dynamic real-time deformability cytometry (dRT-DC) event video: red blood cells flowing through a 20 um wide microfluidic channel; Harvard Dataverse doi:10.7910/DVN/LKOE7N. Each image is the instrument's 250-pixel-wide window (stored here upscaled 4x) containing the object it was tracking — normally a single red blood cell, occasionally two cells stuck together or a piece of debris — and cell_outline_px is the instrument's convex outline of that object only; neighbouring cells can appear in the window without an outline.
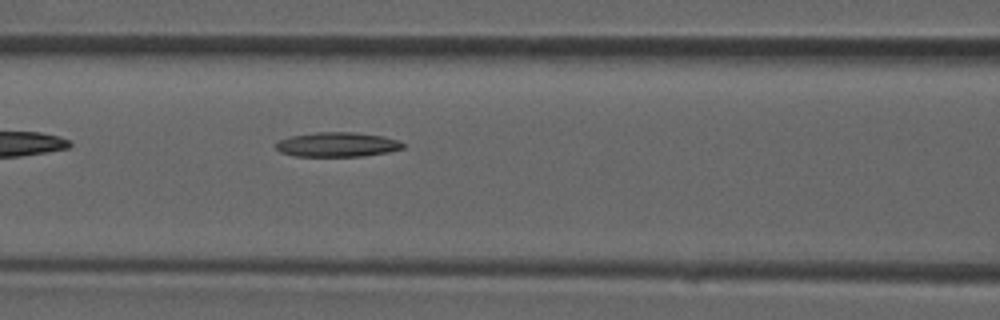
{"species": "common noctule bat (a hibernating species)", "species_latin": "Nyctalus noctula", "temperature_condition": "room temperature", "stored_images_in_passage": 28, "camera_frame_rate_fps": 3000, "um_per_image_px": 0.085, "animal": {"sex": "male", "forearm_length_mm": 52.5}, "frame": {"image": 1, "passage_image": 5, "time_ms": 1.333, "image_size_px": [1000, 320], "cell_outline_px": [[404, 148], [388, 152], [364, 156], [296, 156], [280, 152], [276, 148], [276, 140], [288, 136], [316, 132], [356, 132], [384, 136], [400, 140], [404, 144]], "centroid_in_image_um": [28.67, 12.27], "position_along_channel_um": 137.9, "area_um2": 18.44}}